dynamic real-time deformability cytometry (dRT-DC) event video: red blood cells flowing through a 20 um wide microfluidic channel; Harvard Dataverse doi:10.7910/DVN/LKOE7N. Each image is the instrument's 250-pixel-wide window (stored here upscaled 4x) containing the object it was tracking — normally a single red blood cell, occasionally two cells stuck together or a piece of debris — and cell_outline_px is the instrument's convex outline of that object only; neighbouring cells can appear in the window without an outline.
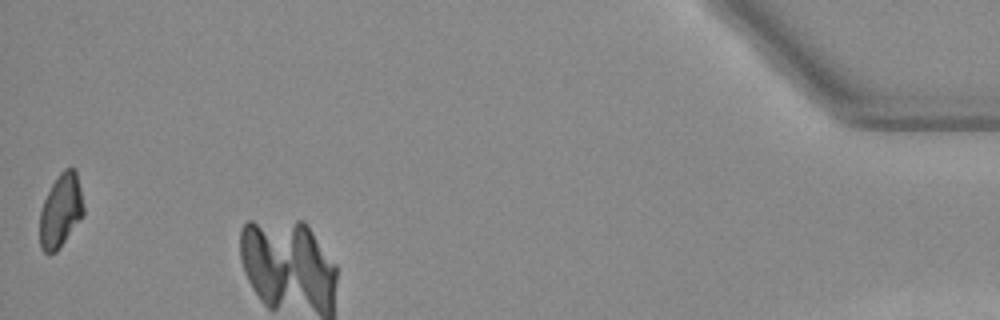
{"species": "Egyptian fruit bat (a non-hibernating species)", "species_latin": "Rousettus aegyptiacus", "temperature_condition": "warm", "stored_images_in_passage": 35, "camera_frame_rate_fps": 3000, "um_per_image_px": 0.085, "animal": {"sex": "female"}, "frame": {"image": 1, "passage_image": 35, "time_ms": 11.333, "image_size_px": [1000, 320], "cell_outline_px": [[84, 216], [56, 252], [48, 256], [40, 248], [40, 212], [44, 200], [52, 184], [60, 172], [64, 168], [76, 168], [84, 208]], "centroid_in_image_um": [5.16, 17.93], "position_along_channel_um": 430.0, "area_um2": 18.9}}